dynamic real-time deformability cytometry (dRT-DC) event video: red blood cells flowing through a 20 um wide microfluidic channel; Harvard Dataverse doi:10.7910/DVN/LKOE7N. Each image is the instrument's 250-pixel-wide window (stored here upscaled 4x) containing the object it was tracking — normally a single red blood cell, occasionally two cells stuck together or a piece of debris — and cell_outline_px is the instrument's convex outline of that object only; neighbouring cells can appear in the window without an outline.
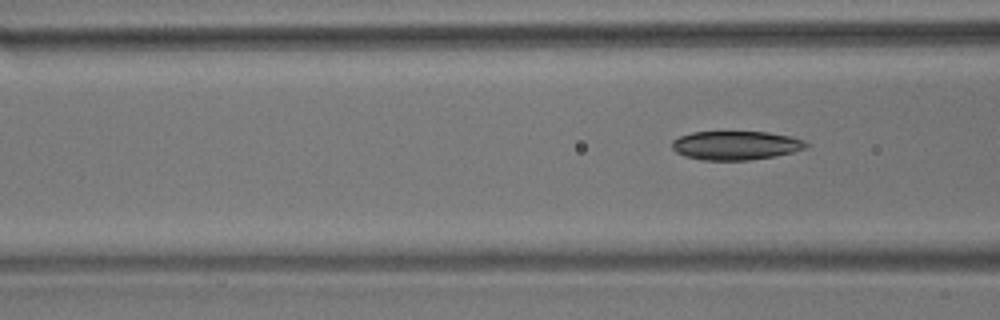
{"species": "common noctule bat (a hibernating species)", "species_latin": "Nyctalus noctula", "temperature_condition": "room temperature", "stored_images_in_passage": 19, "camera_frame_rate_fps": 3000, "um_per_image_px": 0.085, "animal": {"sex": "male", "body_mass_g": 17.9}, "frame": {"image": 1, "passage_image": 19, "time_ms": 6.0, "image_size_px": [1000, 320], "cell_outline_px": [[812, 144], [804, 148], [792, 152], [776, 156], [748, 160], [700, 160], [684, 156], [676, 152], [672, 148], [672, 140], [680, 136], [692, 132], [768, 132], [792, 136], [804, 140]], "centroid_in_image_um": [62.55, 12.36], "position_along_channel_um": 104.0, "area_um2": 22.72}}